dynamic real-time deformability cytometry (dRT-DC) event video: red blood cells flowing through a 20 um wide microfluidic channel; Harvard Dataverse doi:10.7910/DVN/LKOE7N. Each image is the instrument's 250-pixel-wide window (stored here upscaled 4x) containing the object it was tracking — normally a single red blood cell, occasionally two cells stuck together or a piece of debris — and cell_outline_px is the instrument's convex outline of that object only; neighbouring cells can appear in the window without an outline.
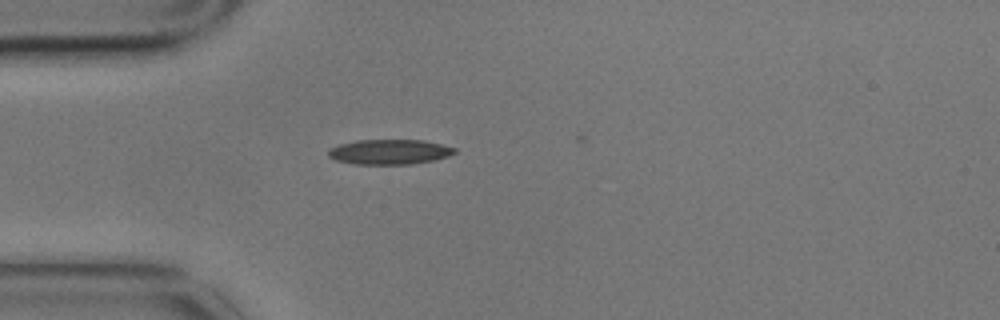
{"species": "common noctule bat (a hibernating species)", "species_latin": "Nyctalus noctula", "temperature_condition": "cold", "stored_images_in_passage": 2, "camera_frame_rate_fps": 3000, "um_per_image_px": 0.085, "animal": {"sex": "male", "body_mass_g": 17.9}, "frame": {"image": 1, "passage_image": 1, "time_ms": 0.0, "image_size_px": [1000, 320], "cell_outline_px": [[456, 152], [448, 156], [432, 160], [412, 164], [352, 164], [336, 160], [328, 156], [328, 152], [332, 148], [340, 144], [356, 140], [424, 140], [456, 148]], "centroid_in_image_um": [33.1, 12.91], "position_along_channel_um": 51.9, "area_um2": 18.26}}